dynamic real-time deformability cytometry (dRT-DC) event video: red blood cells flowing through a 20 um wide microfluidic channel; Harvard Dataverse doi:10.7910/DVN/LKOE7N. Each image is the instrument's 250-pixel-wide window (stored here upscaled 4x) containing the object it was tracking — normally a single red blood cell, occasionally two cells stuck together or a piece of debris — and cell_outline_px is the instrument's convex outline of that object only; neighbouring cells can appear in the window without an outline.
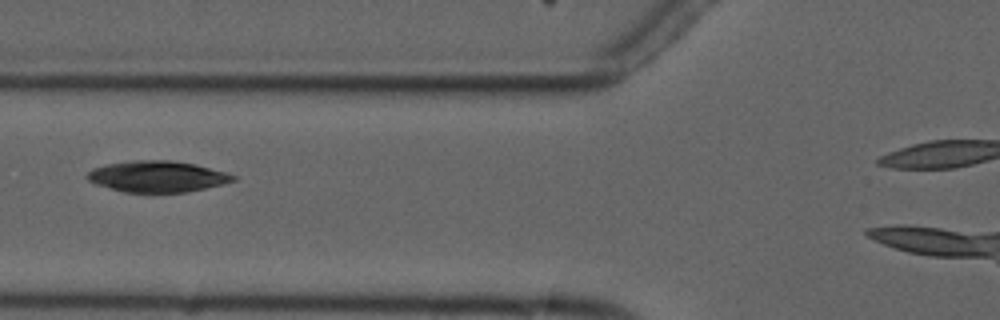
{"species": "common noctule bat (a hibernating species)", "species_latin": "Nyctalus noctula", "temperature_condition": "cold", "stored_images_in_passage": 10, "camera_frame_rate_fps": 3000, "um_per_image_px": 0.085, "animal": {"sex": "male", "forearm_length_mm": 52.5}, "frame": {"image": 1, "passage_image": 7, "time_ms": 8.0, "image_size_px": [1000, 320], "cell_outline_px": [[236, 180], [224, 184], [188, 192], [124, 192], [96, 184], [88, 180], [84, 176], [92, 168], [108, 164], [136, 160], [172, 160], [196, 164], [224, 172], [236, 176]], "centroid_in_image_um": [13.37, 15.0], "position_along_channel_um": 112.4, "area_um2": 26.47}}
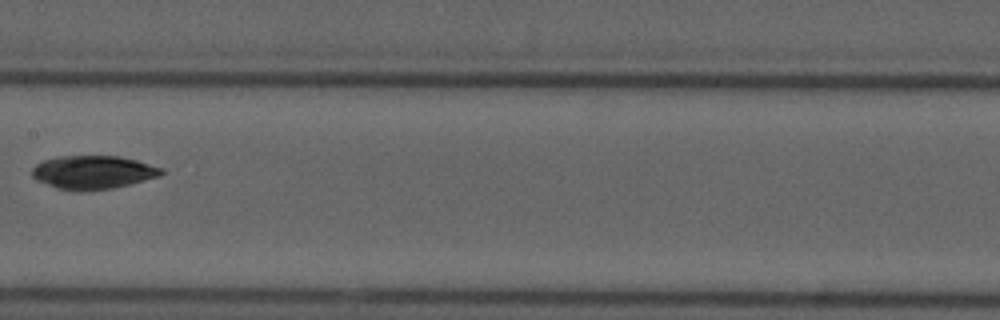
{"frame": {"image": 2, "passage_image": 9, "time_ms": 10.333, "image_size_px": [1000, 320], "cell_outline_px": [[164, 172], [160, 176], [112, 188], [88, 192], [76, 192], [56, 188], [36, 180], [32, 176], [32, 168], [36, 164], [44, 160], [56, 156], [120, 156], [136, 160], [164, 168]], "centroid_in_image_um": [7.88, 14.65], "position_along_channel_um": 199.5, "area_um2": 25.49}}
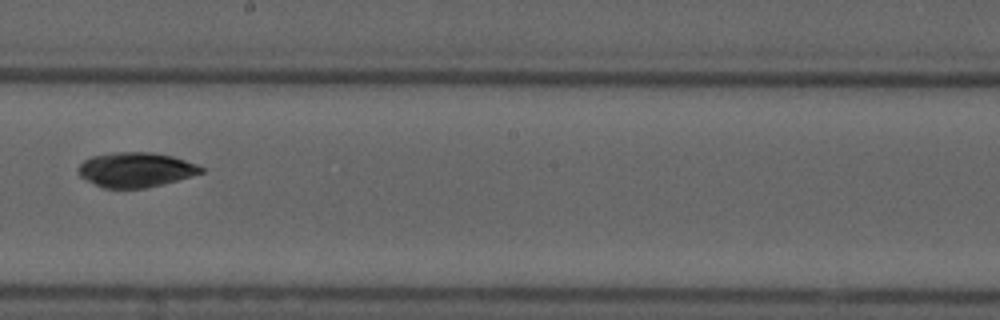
{"frame": {"image": 3, "passage_image": 10, "time_ms": 11.333, "image_size_px": [1000, 320], "cell_outline_px": [[204, 172], [176, 180], [144, 188], [104, 188], [80, 176], [76, 172], [76, 168], [84, 160], [92, 156], [116, 152], [152, 152], [172, 156], [196, 164], [204, 168]], "centroid_in_image_um": [11.5, 14.42], "position_along_channel_um": 236.7, "area_um2": 24.62}}